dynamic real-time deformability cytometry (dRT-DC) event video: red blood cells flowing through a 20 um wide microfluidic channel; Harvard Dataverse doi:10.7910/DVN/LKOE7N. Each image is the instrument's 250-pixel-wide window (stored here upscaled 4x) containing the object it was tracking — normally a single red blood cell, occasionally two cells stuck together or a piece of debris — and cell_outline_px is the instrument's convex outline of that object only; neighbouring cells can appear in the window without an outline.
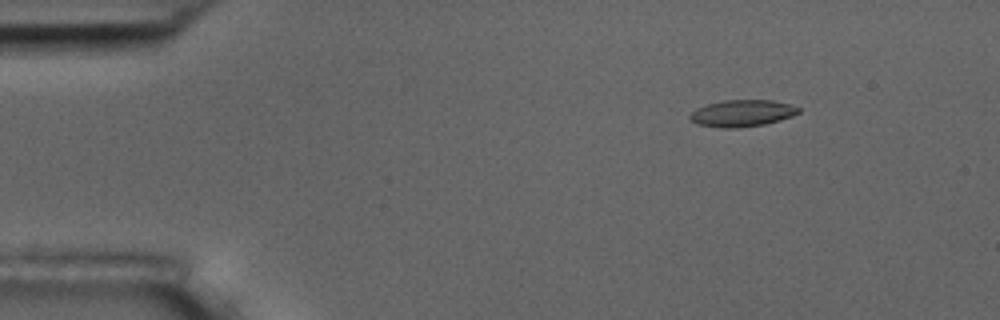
{"species": "common noctule bat (a hibernating species)", "species_latin": "Nyctalus noctula", "temperature_condition": "room temperature", "stored_images_in_passage": 4, "camera_frame_rate_fps": 3000, "um_per_image_px": 0.085, "animal": {"sex": "male", "body_mass_g": 17.5, "forearm_length_mm": 52.3}, "frame": {"image": 1, "passage_image": 1, "time_ms": 0.0, "image_size_px": [1000, 320], "cell_outline_px": [[800, 112], [792, 116], [780, 120], [764, 124], [736, 128], [720, 128], [696, 124], [688, 116], [696, 108], [708, 104], [724, 100], [772, 100], [788, 104], [800, 108]], "centroid_in_image_um": [63.06, 9.63], "position_along_channel_um": 21.9, "area_um2": 16.88}}
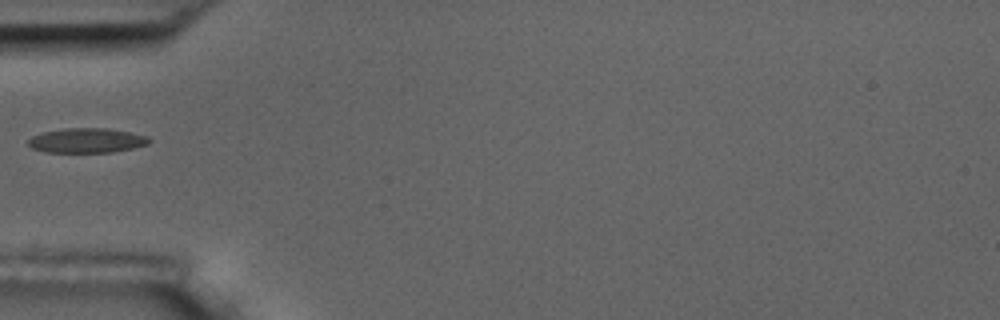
{"frame": {"image": 2, "passage_image": 4, "time_ms": 3.667, "image_size_px": [1000, 320], "cell_outline_px": [[152, 140], [148, 144], [132, 148], [112, 152], [44, 152], [32, 148], [28, 144], [28, 140], [32, 136], [44, 132], [64, 128], [108, 128], [148, 136]], "centroid_in_image_um": [7.38, 11.94], "position_along_channel_um": 77.6, "area_um2": 17.34}}